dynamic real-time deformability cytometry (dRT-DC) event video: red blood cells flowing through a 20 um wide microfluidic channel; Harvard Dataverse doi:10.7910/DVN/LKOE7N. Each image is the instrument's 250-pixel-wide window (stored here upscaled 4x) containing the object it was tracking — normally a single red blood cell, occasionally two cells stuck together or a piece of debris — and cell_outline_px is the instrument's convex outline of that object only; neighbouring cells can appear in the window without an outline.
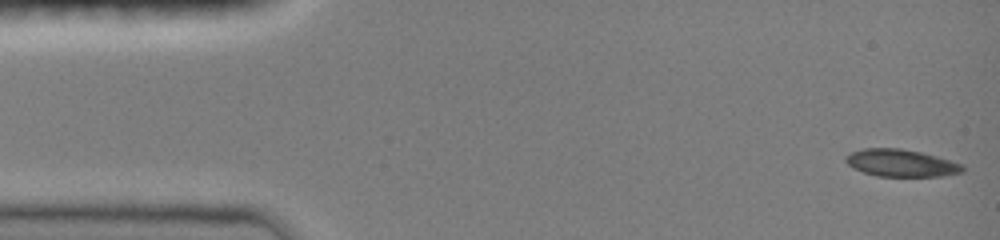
{"species": "common noctule bat (a hibernating species)", "species_latin": "Nyctalus noctula", "temperature_condition": "room temperature", "stored_images_in_passage": 72, "camera_frame_rate_fps": 3000, "um_per_image_px": 0.085, "animal": {"sex": "female", "body_mass_g": 19.0, "forearm_length_mm": 51.5}, "frame": {"image": 1, "passage_image": 1, "time_ms": 0.0, "image_size_px": [1000, 240], "cell_outline_px": [[964, 172], [940, 176], [876, 176], [852, 168], [844, 160], [844, 156], [852, 152], [864, 148], [900, 148], [920, 152], [936, 156], [964, 164]], "centroid_in_image_um": [76.58, 13.85], "position_along_channel_um": 8.4, "area_um2": 18.61}}
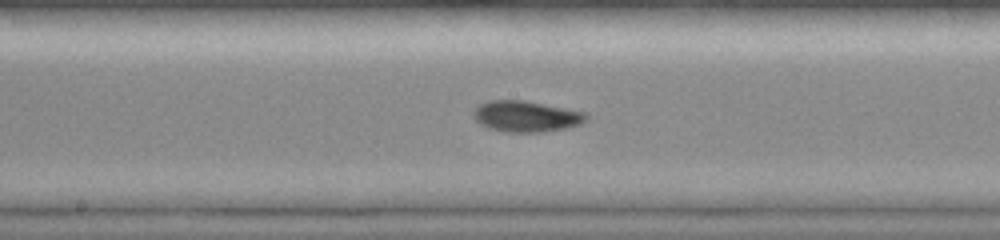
{"frame": {"image": 2, "passage_image": 36, "time_ms": 7.667, "image_size_px": [1000, 240], "cell_outline_px": [[588, 116], [580, 124], [568, 128], [540, 132], [508, 132], [488, 128], [480, 124], [472, 116], [472, 112], [476, 104], [488, 100], [524, 100], [588, 112]], "centroid_in_image_um": [44.69, 9.87], "position_along_channel_um": 203.5, "area_um2": 20.69}}
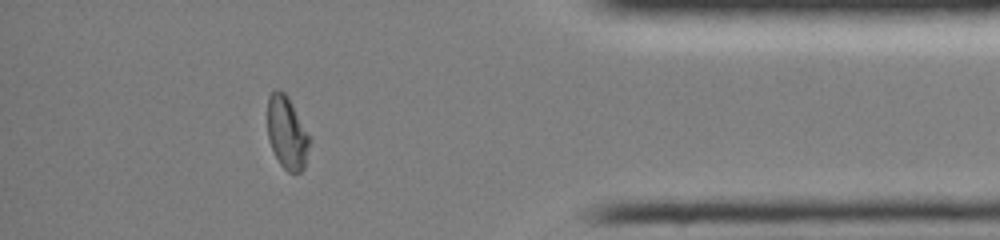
{"frame": {"image": 3, "passage_image": 61, "time_ms": 13.333, "image_size_px": [1000, 240], "cell_outline_px": [[312, 140], [304, 168], [300, 172], [288, 172], [280, 164], [268, 140], [268, 96], [276, 88], [280, 88], [288, 96], [312, 136]], "centroid_in_image_um": [24.44, 11.26], "position_along_channel_um": 410.8, "area_um2": 18.32}, "authors_computed_cell_mechanics": {"area_um2": 18.9584, "velocity_mm_per_s": 4.0654, "shape_relaxation_time_tau1_ms": 5.9081, "shape_relaxation_time_tau2_ms": 5.1969, "deformation_change_tau1": 0.1964, "deformation_change_tau2": 0.0756}}